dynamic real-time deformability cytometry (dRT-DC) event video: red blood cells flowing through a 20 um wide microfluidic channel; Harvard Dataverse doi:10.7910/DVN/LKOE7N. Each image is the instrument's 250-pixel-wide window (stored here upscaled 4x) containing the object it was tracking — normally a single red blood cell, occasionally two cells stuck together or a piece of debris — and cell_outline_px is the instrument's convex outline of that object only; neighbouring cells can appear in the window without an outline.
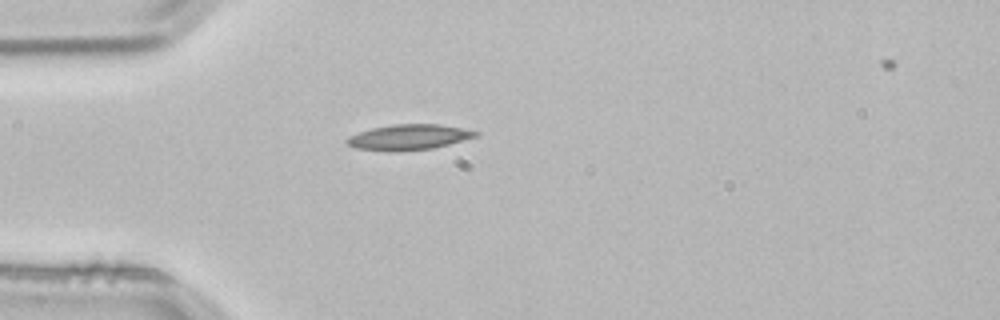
{"species": "common noctule bat (a hibernating species)", "species_latin": "Nyctalus noctula", "temperature_condition": "room temperature", "stored_images_in_passage": 1, "camera_frame_rate_fps": 3000, "um_per_image_px": 0.085, "animal": {"sex": "male", "body_mass_g": 21.5, "forearm_length_mm": 52.0}, "frame": {"image": 1, "passage_image": 1, "time_ms": 0.0, "image_size_px": [1000, 320], "cell_outline_px": [[480, 132], [476, 136], [448, 144], [432, 148], [396, 152], [388, 152], [356, 148], [348, 144], [344, 140], [348, 136], [372, 128], [392, 124], [440, 124]], "centroid_in_image_um": [34.69, 11.66], "position_along_channel_um": 50.3, "area_um2": 19.02}}